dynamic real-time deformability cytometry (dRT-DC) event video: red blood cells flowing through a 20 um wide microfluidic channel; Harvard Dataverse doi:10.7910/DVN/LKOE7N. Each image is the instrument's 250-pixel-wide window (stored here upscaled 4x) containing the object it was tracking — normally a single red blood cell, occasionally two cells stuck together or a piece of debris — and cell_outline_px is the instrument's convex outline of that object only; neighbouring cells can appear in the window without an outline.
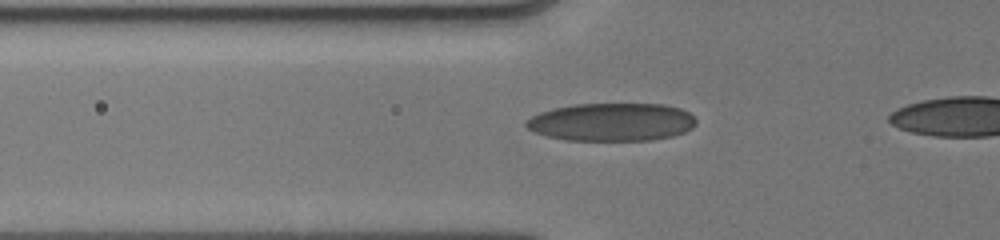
{"species": "human", "species_latin": "Homo sapiens", "temperature_condition": "cold", "stored_images_in_passage": 21, "segment_of_instrument_passage": [1, 2], "camera_frame_rate_fps": 3000, "um_per_image_px": 0.085, "donor": {"sex": "male"}, "frame": {"image": 1, "passage_image": 12, "time_ms": 4.667, "image_size_px": [1000, 240], "cell_outline_px": [[696, 124], [692, 128], [684, 132], [672, 136], [652, 140], [564, 140], [548, 136], [536, 132], [528, 128], [524, 124], [524, 120], [540, 112], [552, 108], [572, 104], [664, 104], [680, 108], [688, 112], [696, 120]], "centroid_in_image_um": [51.98, 10.37], "position_along_channel_um": 73.8, "area_um2": 37.74}}
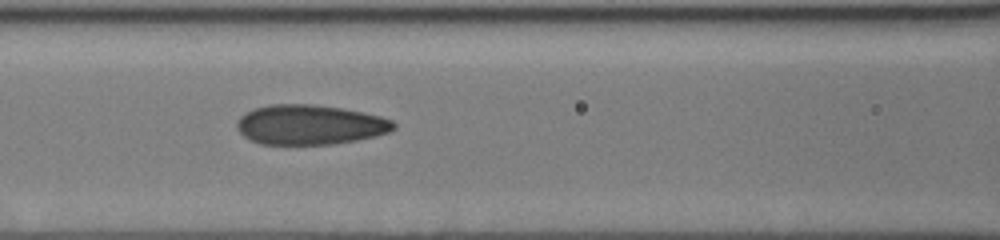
{"frame": {"image": 2, "passage_image": 16, "time_ms": 6.333, "image_size_px": [1000, 240], "cell_outline_px": [[396, 128], [388, 132], [376, 136], [356, 140], [332, 144], [260, 144], [244, 136], [236, 128], [236, 120], [244, 112], [252, 108], [268, 104], [312, 104], [344, 108], [380, 116], [392, 120], [396, 124]], "centroid_in_image_um": [26.31, 10.59], "position_along_channel_um": 140.3, "area_um2": 36.65}}
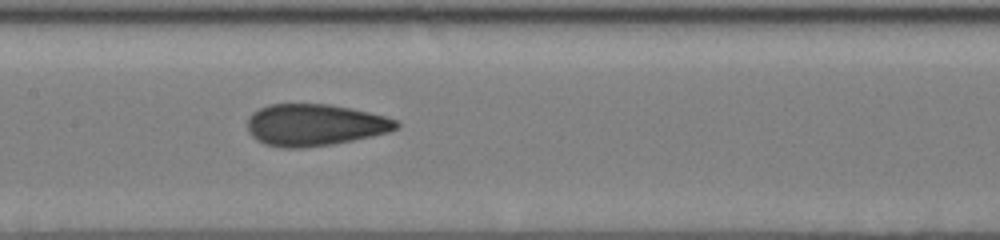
{"frame": {"image": 3, "passage_image": 18, "time_ms": 7.333, "image_size_px": [1000, 240], "cell_outline_px": [[400, 128], [388, 132], [372, 136], [332, 144], [304, 148], [280, 148], [264, 144], [256, 140], [248, 132], [248, 116], [252, 112], [268, 104], [328, 104], [368, 112], [384, 116], [396, 120], [400, 124]], "centroid_in_image_um": [26.72, 10.63], "position_along_channel_um": 180.7, "area_um2": 36.36}}